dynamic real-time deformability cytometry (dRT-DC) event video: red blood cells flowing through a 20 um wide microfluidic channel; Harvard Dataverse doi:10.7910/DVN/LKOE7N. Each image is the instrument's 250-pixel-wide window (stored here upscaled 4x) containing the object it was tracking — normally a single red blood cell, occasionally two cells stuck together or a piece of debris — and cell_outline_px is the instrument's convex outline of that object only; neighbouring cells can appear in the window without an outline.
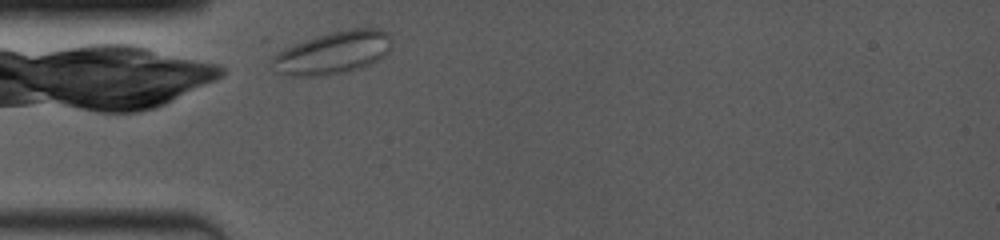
{"species": "common noctule bat (a hibernating species)", "species_latin": "Nyctalus noctula", "temperature_condition": "room temperature", "stored_images_in_passage": 8, "camera_frame_rate_fps": 4000, "um_per_image_px": 0.085, "animal": {"sex": "female", "body_mass_g": 19.0, "forearm_length_mm": 53.3}, "frame": {"image": 1, "passage_image": 1, "time_ms": 0.0, "image_size_px": [1000, 240], "cell_outline_px": [[392, 44], [388, 52], [384, 56], [360, 68], [344, 72], [320, 76], [284, 76], [276, 72], [268, 60], [272, 56], [284, 48], [304, 40], [332, 32], [352, 28], [380, 28], [388, 32], [392, 36]], "centroid_in_image_um": [28.28, 4.48], "position_along_channel_um": 56.7, "area_um2": 29.94}}
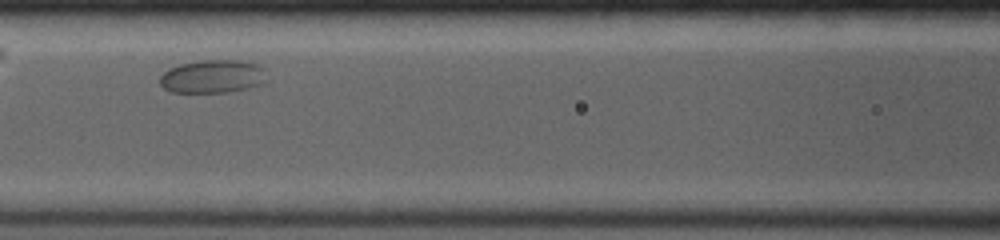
{"frame": {"image": 2, "passage_image": 5, "time_ms": 2.75, "image_size_px": [1000, 240], "cell_outline_px": [[264, 80], [260, 84], [248, 88], [228, 92], [172, 92], [164, 88], [160, 84], [160, 76], [168, 68], [180, 64], [200, 60], [240, 60], [256, 64], [264, 68]], "centroid_in_image_um": [18.04, 6.49], "position_along_channel_um": 148.6, "area_um2": 20.58}}
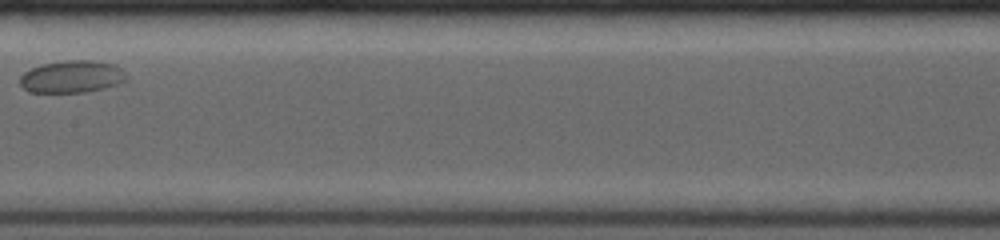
{"frame": {"image": 3, "passage_image": 7, "time_ms": 4.25, "image_size_px": [1000, 240], "cell_outline_px": [[128, 80], [104, 88], [88, 92], [32, 92], [24, 88], [20, 84], [20, 76], [24, 72], [40, 64], [68, 60], [96, 60], [116, 64], [128, 76]], "centroid_in_image_um": [6.15, 6.5], "position_along_channel_um": 201.3, "area_um2": 20.17}}